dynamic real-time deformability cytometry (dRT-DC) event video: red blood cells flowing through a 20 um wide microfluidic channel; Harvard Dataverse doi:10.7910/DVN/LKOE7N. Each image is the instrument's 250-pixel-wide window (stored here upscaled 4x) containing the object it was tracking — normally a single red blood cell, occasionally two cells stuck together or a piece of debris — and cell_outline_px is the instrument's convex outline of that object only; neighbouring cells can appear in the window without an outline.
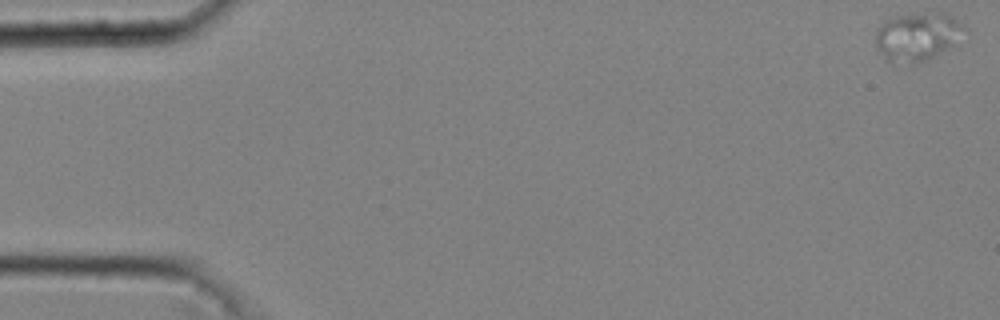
{"species": "common noctule bat (a hibernating species)", "species_latin": "Nyctalus noctula", "temperature_condition": "cold", "stored_images_in_passage": 44, "camera_frame_rate_fps": 3000, "um_per_image_px": 0.085, "animal": {"sex": "male", "body_mass_g": 20.4}, "frame": {"image": 1, "passage_image": 1, "time_ms": 0.0, "image_size_px": [1000, 320], "cell_outline_px": [[964, 28], [952, 44], [928, 60], [912, 64], [892, 64], [876, 48], [876, 28], [884, 20], [892, 16], [944, 12], [952, 16]], "centroid_in_image_um": [77.87, 3.12], "position_along_channel_um": 7.1, "area_um2": 24.62}}
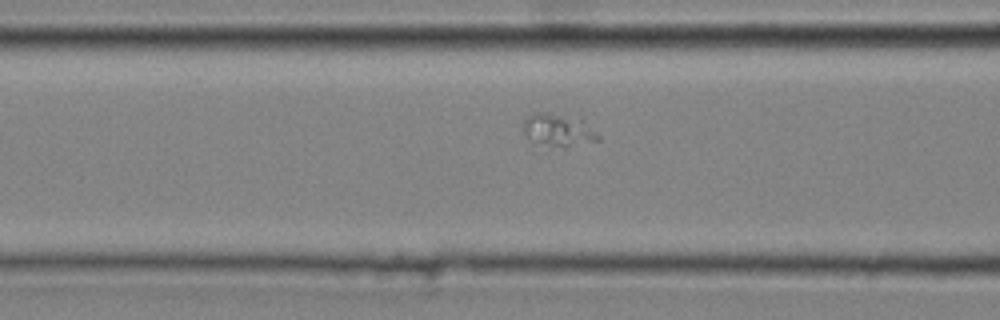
{"frame": {"image": 2, "passage_image": 20, "time_ms": 6.333, "image_size_px": [1000, 320], "cell_outline_px": [[600, 140], [564, 148], [528, 140], [524, 132], [524, 120], [532, 112], [540, 112], [580, 120], [600, 136]], "centroid_in_image_um": [47.41, 11.09], "position_along_channel_um": 119.2, "area_um2": 13.64}}
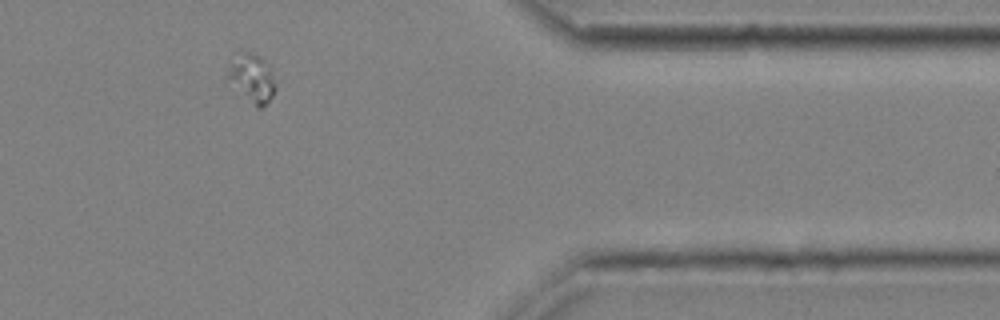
{"frame": {"image": 3, "passage_image": 42, "time_ms": 13.667, "image_size_px": [1000, 320], "cell_outline_px": [[276, 88], [272, 96], [260, 108], [256, 108], [228, 88], [224, 84], [228, 72], [232, 64], [240, 52], [256, 52], [268, 64], [272, 72], [276, 84]], "centroid_in_image_um": [21.36, 6.71], "position_along_channel_um": 390.0, "area_um2": 14.1}}